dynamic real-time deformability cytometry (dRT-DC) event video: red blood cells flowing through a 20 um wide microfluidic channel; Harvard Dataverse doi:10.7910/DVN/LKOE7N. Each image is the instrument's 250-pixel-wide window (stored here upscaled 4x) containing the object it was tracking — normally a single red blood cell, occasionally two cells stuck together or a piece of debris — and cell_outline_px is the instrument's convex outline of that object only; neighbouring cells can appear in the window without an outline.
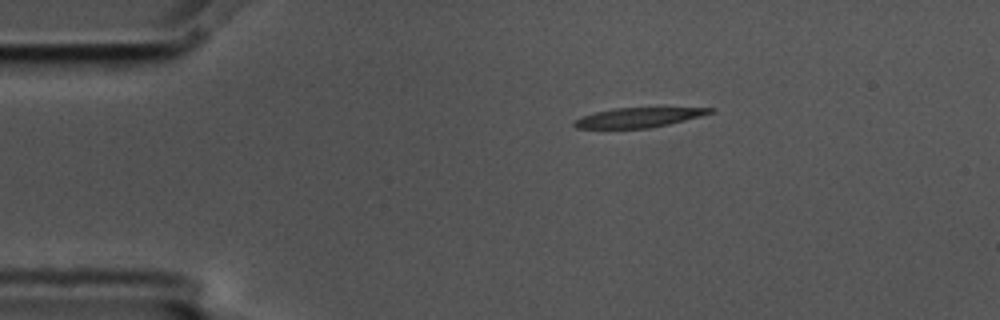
{"species": "common noctule bat (a hibernating species)", "species_latin": "Nyctalus noctula", "temperature_condition": "cold", "stored_images_in_passage": 5, "segment_of_instrument_passage": [2, 2], "camera_frame_rate_fps": 3000, "um_per_image_px": 0.085, "animal": {"sex": "male", "body_mass_g": 17.5, "forearm_length_mm": 52.3}, "frame": {"image": 1, "passage_image": 5, "time_ms": 1.333, "image_size_px": [1000, 320], "cell_outline_px": [[712, 112], [684, 120], [668, 124], [648, 128], [576, 128], [572, 124], [580, 116], [612, 108], [712, 108]], "centroid_in_image_um": [54.17, 9.99], "position_along_channel_um": 30.8, "area_um2": 15.14}}